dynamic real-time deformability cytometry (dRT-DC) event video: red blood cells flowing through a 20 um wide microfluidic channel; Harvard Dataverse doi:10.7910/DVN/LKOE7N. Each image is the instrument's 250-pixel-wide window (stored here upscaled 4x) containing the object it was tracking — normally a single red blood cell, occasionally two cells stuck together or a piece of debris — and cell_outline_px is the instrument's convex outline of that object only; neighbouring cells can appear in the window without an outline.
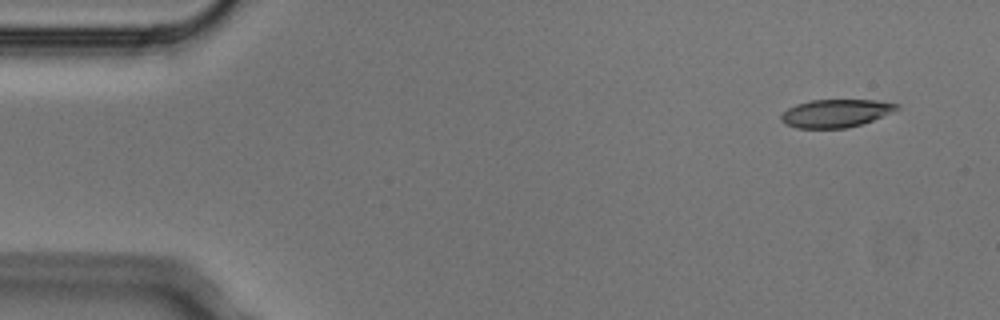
{"species": "Egyptian fruit bat (a non-hibernating species)", "species_latin": "Rousettus aegyptiacus", "temperature_condition": "cold", "stored_images_in_passage": 4, "camera_frame_rate_fps": 3000, "um_per_image_px": 0.085, "animal": {"sex": "male"}, "frame": {"image": 1, "passage_image": 1, "time_ms": 0.0, "image_size_px": [1000, 320], "cell_outline_px": [[900, 108], [872, 120], [848, 128], [796, 128], [784, 124], [780, 120], [780, 116], [788, 108], [796, 104], [812, 100], [876, 100], [900, 104]], "centroid_in_image_um": [71.01, 9.63], "position_along_channel_um": 14.0, "area_um2": 18.79}}
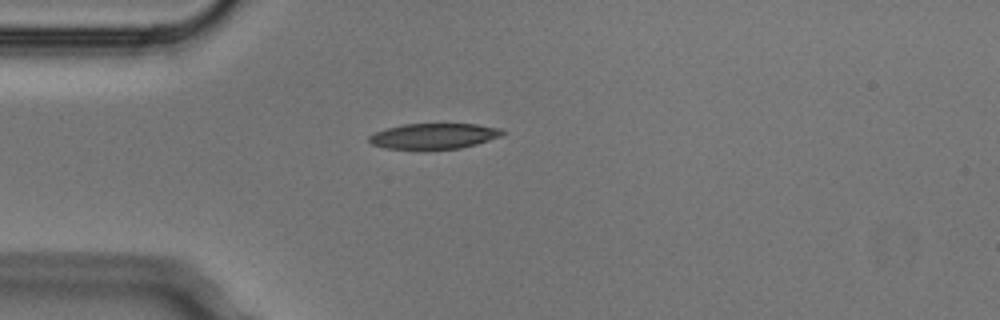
{"frame": {"image": 2, "passage_image": 4, "time_ms": 1.0, "image_size_px": [1000, 320], "cell_outline_px": [[508, 132], [504, 136], [476, 144], [460, 148], [424, 152], [388, 148], [372, 144], [368, 140], [368, 136], [376, 132], [388, 128], [404, 124], [476, 124], [500, 128]], "centroid_in_image_um": [36.92, 11.6], "position_along_channel_um": 48.1, "area_um2": 20.63}}